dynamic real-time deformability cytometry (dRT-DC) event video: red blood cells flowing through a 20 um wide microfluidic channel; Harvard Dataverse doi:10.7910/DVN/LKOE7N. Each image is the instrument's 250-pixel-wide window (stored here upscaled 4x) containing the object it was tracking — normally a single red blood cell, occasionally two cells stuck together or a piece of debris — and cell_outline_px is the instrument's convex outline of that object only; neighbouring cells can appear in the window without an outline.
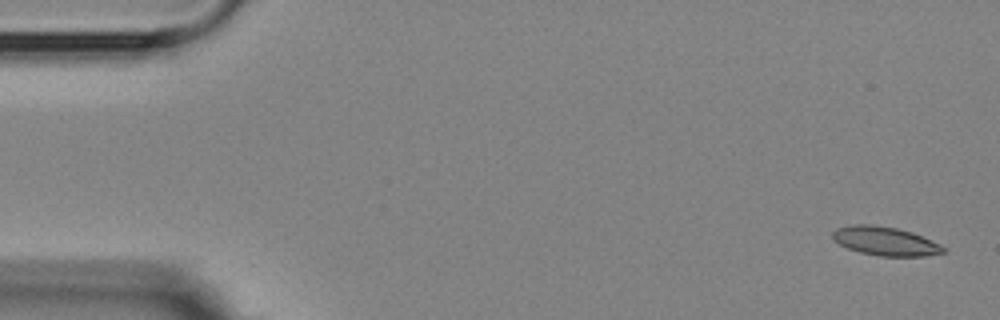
{"species": "Egyptian fruit bat (a non-hibernating species)", "species_latin": "Rousettus aegyptiacus", "temperature_condition": "room temperature", "stored_images_in_passage": 4, "camera_frame_rate_fps": 3000, "um_per_image_px": 0.085, "animal": {"sex": "female"}, "frame": {"image": 1, "passage_image": 1, "time_ms": 0.0, "image_size_px": [1000, 320], "cell_outline_px": [[944, 252], [924, 256], [880, 256], [860, 252], [848, 248], [832, 240], [832, 232], [836, 228], [852, 224], [872, 224], [896, 228], [912, 232], [932, 240], [940, 244], [944, 248]], "centroid_in_image_um": [75.21, 20.48], "position_along_channel_um": 9.8, "area_um2": 18.55}}